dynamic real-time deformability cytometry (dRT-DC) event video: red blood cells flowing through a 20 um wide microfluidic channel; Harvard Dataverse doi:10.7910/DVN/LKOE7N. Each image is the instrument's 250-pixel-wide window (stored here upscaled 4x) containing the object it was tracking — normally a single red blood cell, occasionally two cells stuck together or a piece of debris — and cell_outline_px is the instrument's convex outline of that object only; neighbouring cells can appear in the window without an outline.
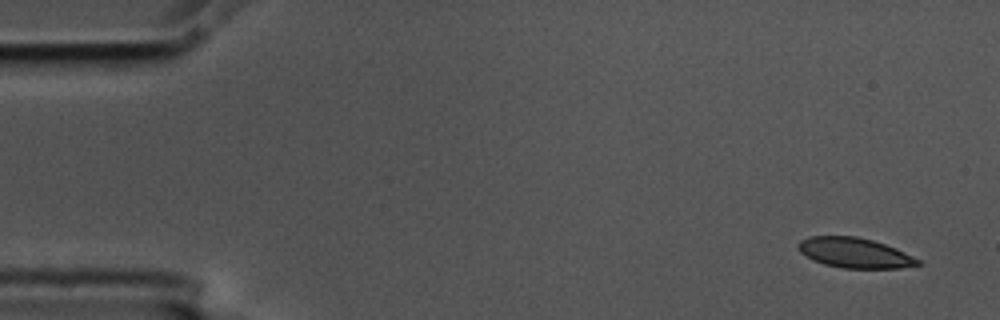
{"species": "common noctule bat (a hibernating species)", "species_latin": "Nyctalus noctula", "temperature_condition": "cold", "stored_images_in_passage": 4, "camera_frame_rate_fps": 3000, "um_per_image_px": 0.085, "animal": {"sex": "male", "body_mass_g": 17.5, "forearm_length_mm": 52.3}, "frame": {"image": 1, "passage_image": 1, "time_ms": 0.0, "image_size_px": [1000, 320], "cell_outline_px": [[920, 264], [900, 268], [844, 268], [824, 264], [812, 260], [800, 252], [796, 248], [796, 244], [800, 240], [808, 236], [856, 236], [872, 240], [896, 248], [920, 260]], "centroid_in_image_um": [72.59, 21.48], "position_along_channel_um": 12.4, "area_um2": 20.98}}
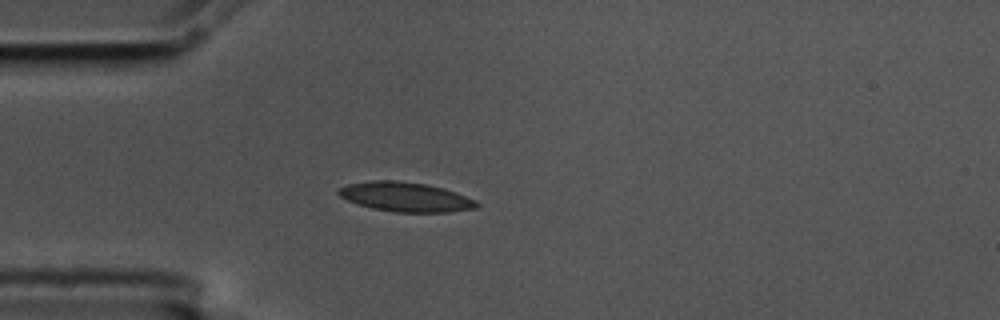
{"frame": {"image": 2, "passage_image": 4, "time_ms": 1.0, "image_size_px": [1000, 320], "cell_outline_px": [[480, 204], [476, 208], [448, 212], [396, 212], [372, 208], [348, 200], [340, 196], [336, 192], [340, 188], [348, 184], [372, 180], [396, 180], [428, 184], [444, 188], [456, 192], [476, 200]], "centroid_in_image_um": [34.5, 16.73], "position_along_channel_um": 50.5, "area_um2": 23.7}}